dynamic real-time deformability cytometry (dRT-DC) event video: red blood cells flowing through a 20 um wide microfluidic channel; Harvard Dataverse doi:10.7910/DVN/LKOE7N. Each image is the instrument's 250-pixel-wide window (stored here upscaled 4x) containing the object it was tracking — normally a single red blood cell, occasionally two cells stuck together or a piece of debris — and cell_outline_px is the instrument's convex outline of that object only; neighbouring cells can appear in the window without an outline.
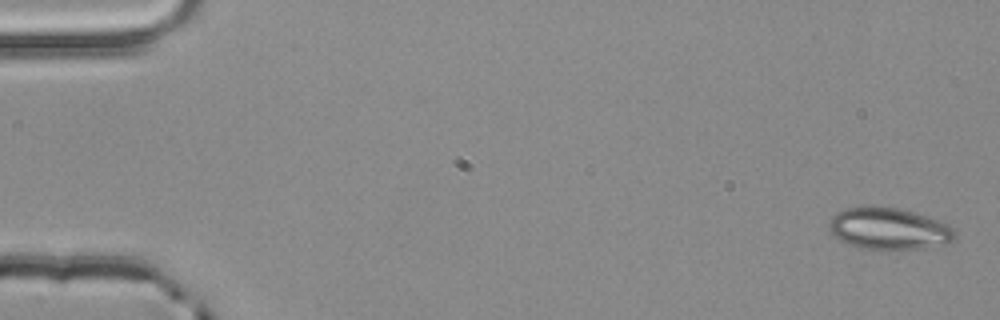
{"species": "common noctule bat (a hibernating species)", "species_latin": "Nyctalus noctula", "temperature_condition": "room temperature", "stored_images_in_passage": 4, "camera_frame_rate_fps": 3000, "um_per_image_px": 0.085, "animal": {"sex": "male", "body_mass_g": 20.4}, "frame": {"image": 1, "passage_image": 1, "time_ms": 0.0, "image_size_px": [1000, 320], "cell_outline_px": [[956, 240], [948, 244], [924, 248], [860, 248], [848, 244], [840, 240], [828, 228], [828, 224], [832, 216], [836, 212], [848, 208], [900, 208], [940, 220], [948, 224], [956, 232]], "centroid_in_image_um": [75.61, 19.45], "position_along_channel_um": 9.4, "area_um2": 30.17}}